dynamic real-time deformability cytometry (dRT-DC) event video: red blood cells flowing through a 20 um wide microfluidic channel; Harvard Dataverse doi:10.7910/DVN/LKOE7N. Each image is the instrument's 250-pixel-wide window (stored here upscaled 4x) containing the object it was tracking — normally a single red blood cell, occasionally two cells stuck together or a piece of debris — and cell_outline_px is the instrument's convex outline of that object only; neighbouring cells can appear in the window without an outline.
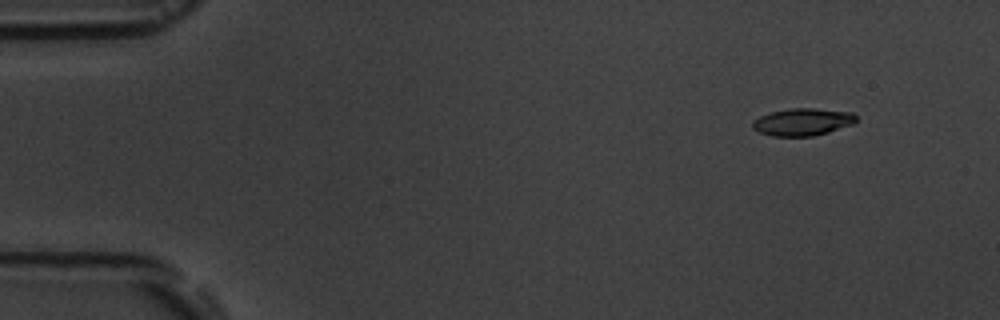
{"species": "common noctule bat (a hibernating species)", "species_latin": "Nyctalus noctula", "temperature_condition": "room temperature", "stored_images_in_passage": 3, "camera_frame_rate_fps": 3000, "um_per_image_px": 0.085, "animal": {"sex": "male", "body_mass_g": 19.5, "forearm_length_mm": 54.6}, "frame": {"image": 1, "passage_image": 2, "time_ms": 1.0, "image_size_px": [1000, 320], "cell_outline_px": [[856, 120], [852, 124], [828, 132], [812, 136], [772, 136], [760, 132], [752, 128], [752, 120], [760, 116], [772, 112], [792, 108], [812, 108], [852, 112], [856, 116]], "centroid_in_image_um": [68.2, 10.36], "position_along_channel_um": 16.8, "area_um2": 16.36}}